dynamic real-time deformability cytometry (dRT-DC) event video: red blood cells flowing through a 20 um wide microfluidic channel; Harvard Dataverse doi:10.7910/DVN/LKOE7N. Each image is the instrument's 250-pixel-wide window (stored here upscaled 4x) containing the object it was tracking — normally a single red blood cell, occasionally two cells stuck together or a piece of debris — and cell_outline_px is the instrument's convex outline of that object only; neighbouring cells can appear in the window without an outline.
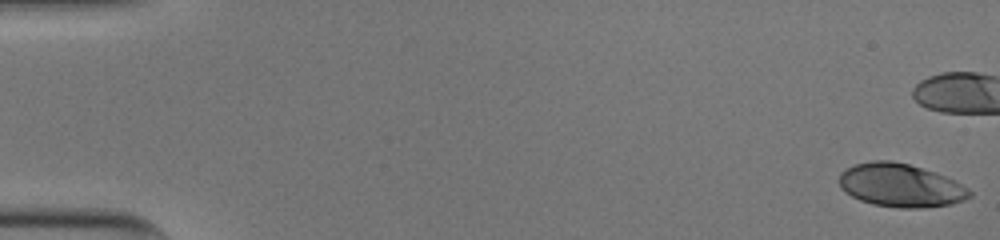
{"species": "human", "species_latin": "Homo sapiens", "temperature_condition": "cold", "stored_images_in_passage": 41, "camera_frame_rate_fps": 3000, "um_per_image_px": 0.085, "donor": {"sex": "male"}, "frame": {"image": 1, "passage_image": 1, "time_ms": 0.0, "image_size_px": [1000, 240], "cell_outline_px": [[972, 196], [948, 204], [916, 208], [904, 208], [876, 204], [860, 200], [852, 196], [840, 184], [840, 176], [848, 168], [856, 164], [876, 160], [888, 160], [908, 164], [944, 176], [960, 184], [972, 192]], "centroid_in_image_um": [76.55, 15.75], "position_along_channel_um": 8.5, "area_um2": 31.73}}
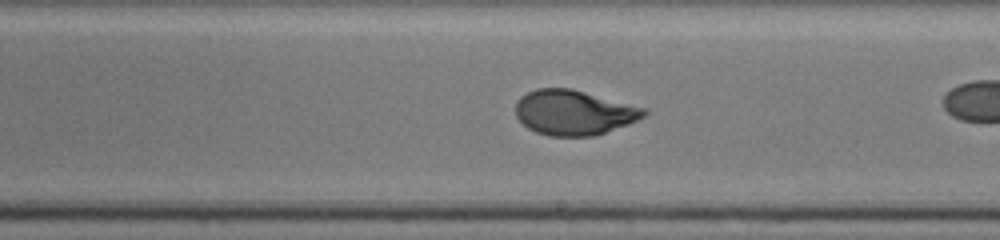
{"frame": {"image": 2, "passage_image": 31, "time_ms": 10.0, "image_size_px": [1000, 240], "cell_outline_px": [[648, 112], [644, 116], [628, 124], [592, 136], [548, 136], [536, 132], [528, 128], [516, 116], [516, 104], [520, 96], [536, 88], [572, 88], [648, 108]], "centroid_in_image_um": [48.79, 9.55], "position_along_channel_um": 240.2, "area_um2": 33.7}}
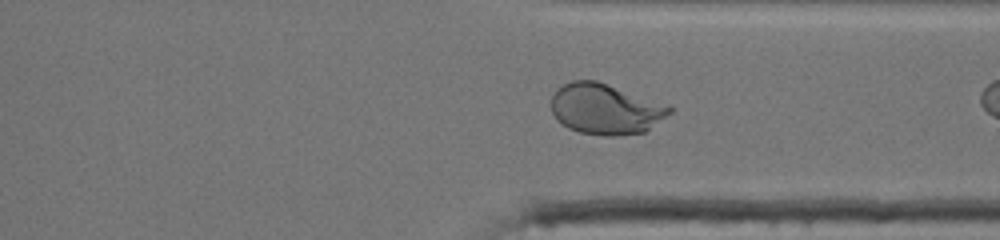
{"frame": {"image": 3, "passage_image": 40, "time_ms": 13.0, "image_size_px": [1000, 240], "cell_outline_px": [[672, 112], [644, 132], [620, 136], [604, 136], [580, 132], [568, 128], [556, 120], [552, 112], [552, 96], [556, 88], [572, 80], [596, 80], [672, 104]], "centroid_in_image_um": [51.5, 9.25], "position_along_channel_um": 359.9, "area_um2": 35.49}}